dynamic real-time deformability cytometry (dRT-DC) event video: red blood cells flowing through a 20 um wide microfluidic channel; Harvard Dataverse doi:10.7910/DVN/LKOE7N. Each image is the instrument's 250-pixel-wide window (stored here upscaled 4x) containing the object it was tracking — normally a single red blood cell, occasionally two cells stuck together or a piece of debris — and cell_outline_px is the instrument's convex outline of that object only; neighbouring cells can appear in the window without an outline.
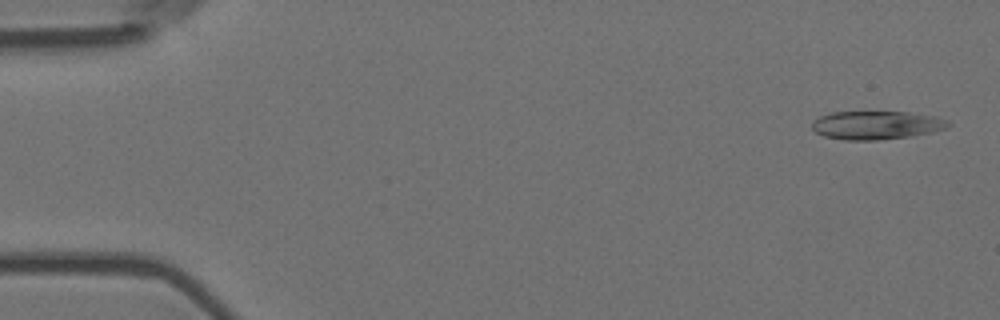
{"species": "Egyptian fruit bat (a non-hibernating species)", "species_latin": "Rousettus aegyptiacus", "temperature_condition": "room temperature", "stored_images_in_passage": 5, "camera_frame_rate_fps": 3000, "um_per_image_px": 0.085, "animal": {"sex": "female"}, "frame": {"image": 1, "passage_image": 1, "time_ms": 0.0, "image_size_px": [1000, 320], "cell_outline_px": [[952, 124], [944, 128], [932, 132], [908, 136], [880, 140], [844, 140], [824, 136], [816, 132], [812, 128], [812, 120], [820, 116], [832, 112], [908, 112], [936, 116], [948, 120]], "centroid_in_image_um": [74.48, 10.63], "position_along_channel_um": 10.5, "area_um2": 22.54}}
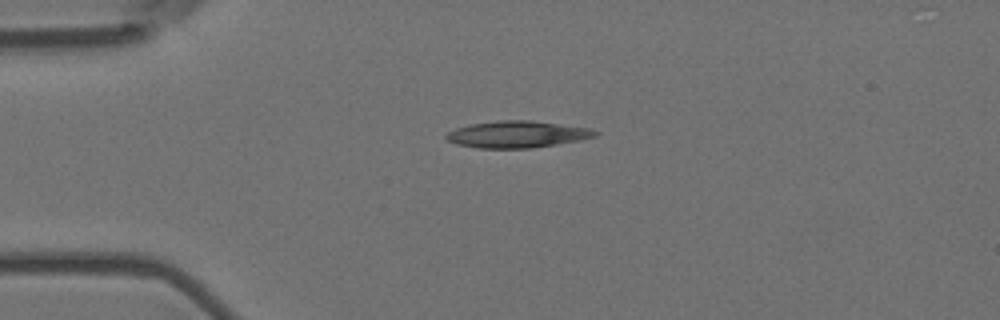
{"frame": {"image": 2, "passage_image": 4, "time_ms": 1.0, "image_size_px": [1000, 320], "cell_outline_px": [[600, 132], [596, 136], [580, 140], [532, 148], [476, 148], [456, 144], [448, 140], [444, 136], [448, 132], [456, 128], [468, 124], [496, 120], [532, 120], [592, 128]], "centroid_in_image_um": [43.97, 11.41], "position_along_channel_um": 41.0, "area_um2": 23.47}}